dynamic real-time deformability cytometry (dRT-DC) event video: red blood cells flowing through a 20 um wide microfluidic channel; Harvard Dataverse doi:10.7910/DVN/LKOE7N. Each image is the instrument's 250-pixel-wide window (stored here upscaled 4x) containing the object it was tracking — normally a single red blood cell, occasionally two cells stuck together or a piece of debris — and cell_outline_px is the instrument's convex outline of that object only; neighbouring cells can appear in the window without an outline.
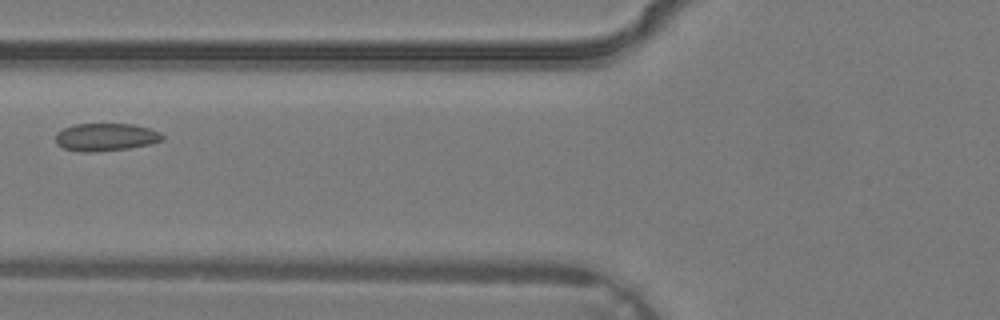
{"species": "common noctule bat (a hibernating species)", "species_latin": "Nyctalus noctula", "temperature_condition": "warm", "stored_images_in_passage": 3, "camera_frame_rate_fps": 3000, "um_per_image_px": 0.085, "animal": {"sex": "male", "body_mass_g": 19.2, "forearm_length_mm": 51.8}, "frame": {"image": 1, "passage_image": 3, "time_ms": 0.667, "image_size_px": [1000, 320], "cell_outline_px": [[164, 140], [148, 144], [128, 148], [92, 152], [84, 152], [64, 148], [56, 144], [56, 132], [64, 128], [76, 124], [132, 124], [148, 128], [160, 132], [164, 136]], "centroid_in_image_um": [8.98, 11.65], "position_along_channel_um": 116.8, "area_um2": 17.11}}